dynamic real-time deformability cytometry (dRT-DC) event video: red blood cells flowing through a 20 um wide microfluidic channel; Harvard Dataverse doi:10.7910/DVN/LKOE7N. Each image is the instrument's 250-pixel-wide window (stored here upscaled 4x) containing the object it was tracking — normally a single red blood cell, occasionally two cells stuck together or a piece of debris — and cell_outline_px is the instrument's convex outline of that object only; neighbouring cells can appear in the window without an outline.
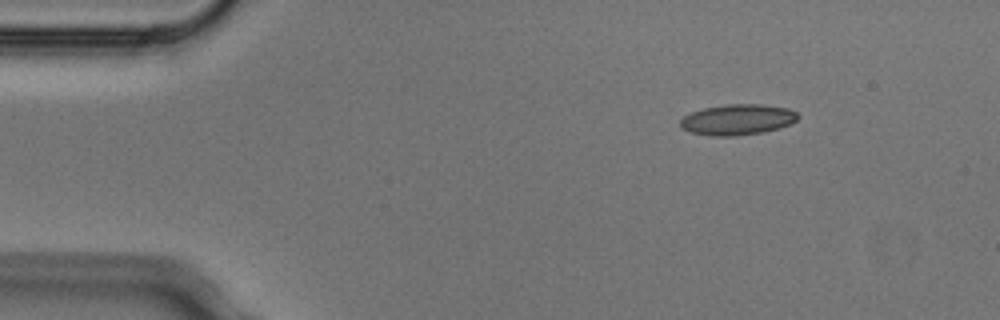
{"species": "Egyptian fruit bat (a non-hibernating species)", "species_latin": "Rousettus aegyptiacus", "temperature_condition": "cold", "stored_images_in_passage": 4, "camera_frame_rate_fps": 3000, "um_per_image_px": 0.085, "animal": {"sex": "male"}, "frame": {"image": 1, "passage_image": 1, "time_ms": 0.0, "image_size_px": [1000, 320], "cell_outline_px": [[800, 116], [796, 120], [780, 128], [764, 132], [736, 136], [712, 136], [692, 132], [684, 128], [680, 124], [680, 120], [684, 116], [692, 112], [704, 108], [728, 104], [760, 104], [788, 108], [796, 112]], "centroid_in_image_um": [62.72, 10.16], "position_along_channel_um": 22.3, "area_um2": 20.92}}
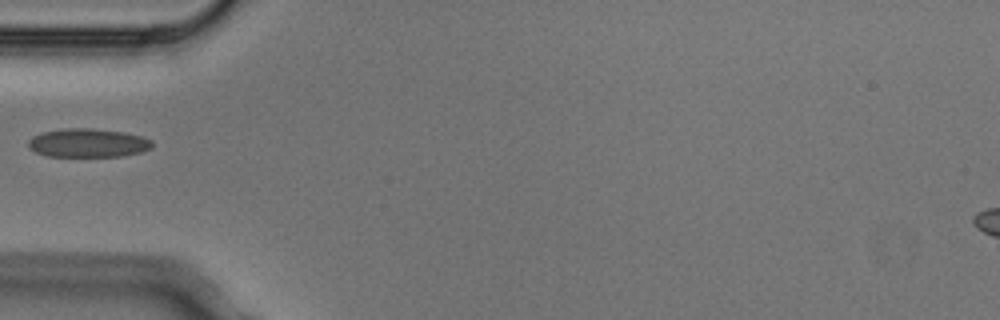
{"frame": {"image": 2, "passage_image": 4, "time_ms": 1.0, "image_size_px": [1000, 320], "cell_outline_px": [[152, 148], [140, 152], [120, 156], [48, 156], [36, 152], [28, 148], [28, 140], [32, 136], [44, 132], [64, 128], [92, 128], [124, 132], [140, 136], [152, 140]], "centroid_in_image_um": [7.46, 12.14], "position_along_channel_um": 77.5, "area_um2": 20.63}}